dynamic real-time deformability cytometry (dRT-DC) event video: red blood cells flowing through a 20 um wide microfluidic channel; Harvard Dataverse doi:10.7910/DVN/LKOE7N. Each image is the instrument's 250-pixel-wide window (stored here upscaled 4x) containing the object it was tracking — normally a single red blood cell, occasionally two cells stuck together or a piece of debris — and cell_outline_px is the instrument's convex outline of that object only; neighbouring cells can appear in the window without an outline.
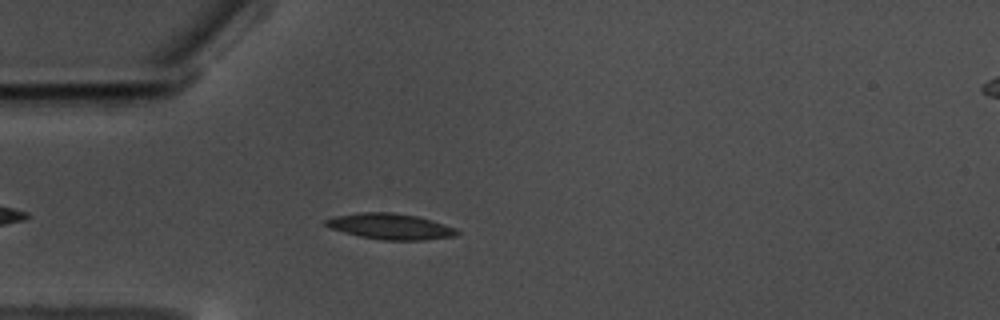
{"species": "common noctule bat (a hibernating species)", "species_latin": "Nyctalus noctula", "temperature_condition": "warm", "stored_images_in_passage": 45, "camera_frame_rate_fps": 3000, "um_per_image_px": 0.085, "animal": {"sex": "male", "body_mass_g": 17.5, "forearm_length_mm": 52.3}, "frame": {"image": 1, "passage_image": 3, "time_ms": 0.667, "image_size_px": [1000, 320], "cell_outline_px": [[460, 232], [456, 236], [424, 240], [384, 240], [360, 236], [344, 232], [332, 228], [324, 224], [324, 220], [336, 216], [364, 212], [392, 212], [416, 216], [432, 220], [456, 228]], "centroid_in_image_um": [33.22, 19.25], "position_along_channel_um": 51.8, "area_um2": 19.59}}
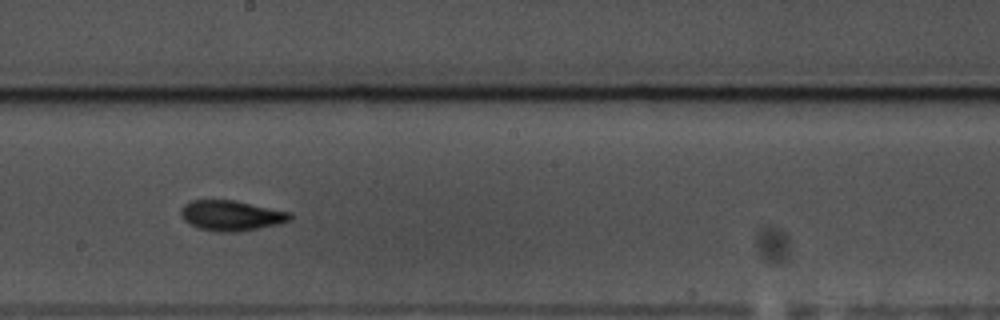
{"frame": {"image": 2, "passage_image": 19, "time_ms": 6.0, "image_size_px": [1000, 320], "cell_outline_px": [[292, 220], [280, 224], [236, 232], [216, 232], [196, 228], [188, 224], [184, 220], [180, 212], [184, 204], [192, 200], [236, 200], [292, 212]], "centroid_in_image_um": [19.67, 18.32], "position_along_channel_um": 228.5, "area_um2": 19.59}}
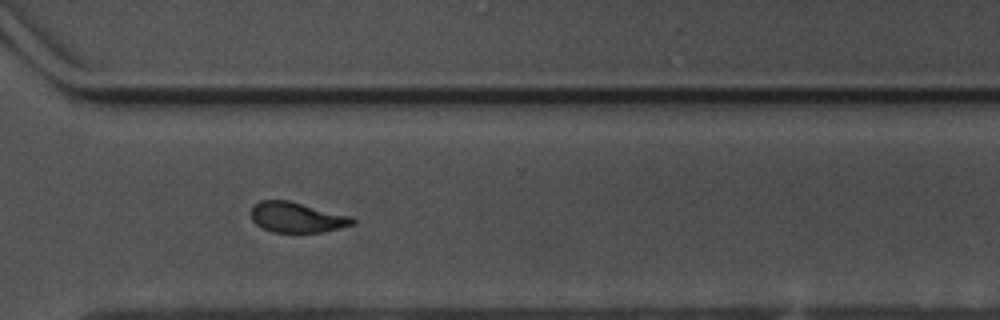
{"frame": {"image": 3, "passage_image": 29, "time_ms": 9.333, "image_size_px": [1000, 320], "cell_outline_px": [[356, 220], [352, 224], [320, 232], [272, 232], [256, 224], [252, 220], [252, 208], [260, 200], [288, 200], [352, 216]], "centroid_in_image_um": [25.22, 18.46], "position_along_channel_um": 345.4, "area_um2": 17.63}, "authors_computed_cell_mechanics": {"area_um2": 18.6694, "velocity_mm_per_s": 3.4992, "shape_relaxation_time_tau1_ms": 3.8257, "shape_relaxation_time_tau2_ms": 2.6151, "deformation_change_tau1": 0.1404, "deformation_change_tau2": 0.0866}}